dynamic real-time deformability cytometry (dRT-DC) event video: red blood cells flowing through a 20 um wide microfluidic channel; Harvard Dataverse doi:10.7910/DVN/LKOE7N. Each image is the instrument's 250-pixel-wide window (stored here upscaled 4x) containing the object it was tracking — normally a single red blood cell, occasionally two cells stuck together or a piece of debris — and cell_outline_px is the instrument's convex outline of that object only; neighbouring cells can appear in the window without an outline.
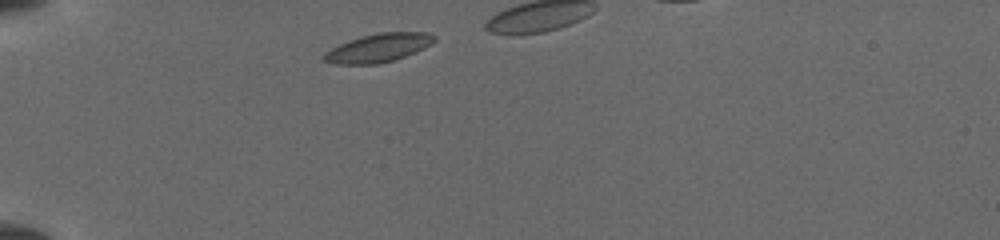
{"species": "common noctule bat (a hibernating species)", "species_latin": "Nyctalus noctula", "temperature_condition": "cold", "stored_images_in_passage": 6, "segment_of_instrument_passage": [1, 2], "camera_frame_rate_fps": 3000, "um_per_image_px": 0.085, "animal": {"sex": "female", "body_mass_g": 19.5, "forearm_length_mm": 54.1}, "frame": {"image": 1, "passage_image": 1, "time_ms": 0.0, "image_size_px": [1000, 240], "cell_outline_px": [[436, 40], [432, 44], [424, 48], [404, 56], [392, 60], [376, 64], [336, 64], [324, 60], [324, 52], [348, 40], [380, 32], [428, 32], [436, 36]], "centroid_in_image_um": [32.19, 4.06], "position_along_channel_um": 52.8, "area_um2": 18.09}}
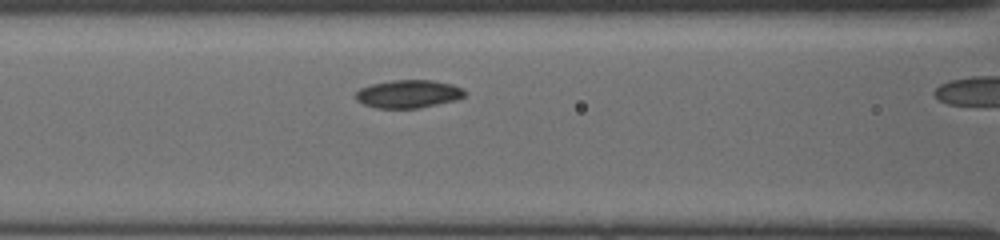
{"frame": {"image": 2, "passage_image": 5, "time_ms": 2.667, "image_size_px": [1000, 240], "cell_outline_px": [[468, 92], [464, 96], [456, 100], [420, 108], [376, 108], [364, 104], [356, 100], [356, 92], [360, 88], [372, 84], [392, 80], [432, 80], [452, 84], [464, 88]], "centroid_in_image_um": [34.75, 7.98], "position_along_channel_um": 131.9, "area_um2": 17.92}}